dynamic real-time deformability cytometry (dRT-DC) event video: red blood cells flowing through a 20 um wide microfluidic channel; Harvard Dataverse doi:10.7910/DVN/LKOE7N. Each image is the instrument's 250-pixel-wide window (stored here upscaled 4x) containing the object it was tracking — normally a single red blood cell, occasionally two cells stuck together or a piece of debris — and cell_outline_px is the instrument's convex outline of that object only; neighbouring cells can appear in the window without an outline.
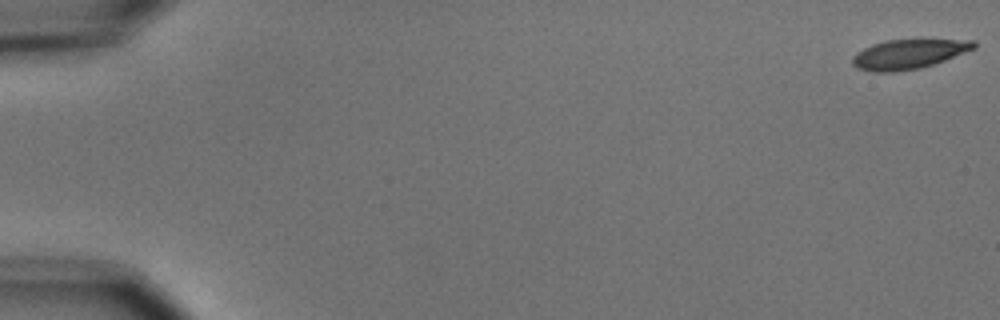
{"species": "common noctule bat (a hibernating species)", "species_latin": "Nyctalus noctula", "temperature_condition": "cold", "stored_images_in_passage": 5, "camera_frame_rate_fps": 3000, "um_per_image_px": 0.085, "animal": {"sex": "male", "body_mass_g": 15.6}, "frame": {"image": 1, "passage_image": 1, "time_ms": 0.0, "image_size_px": [1000, 320], "cell_outline_px": [[976, 48], [944, 60], [920, 68], [896, 72], [872, 72], [856, 68], [852, 64], [852, 56], [856, 52], [872, 44], [884, 40], [976, 40]], "centroid_in_image_um": [77.18, 4.61], "position_along_channel_um": 7.8, "area_um2": 20.87}}
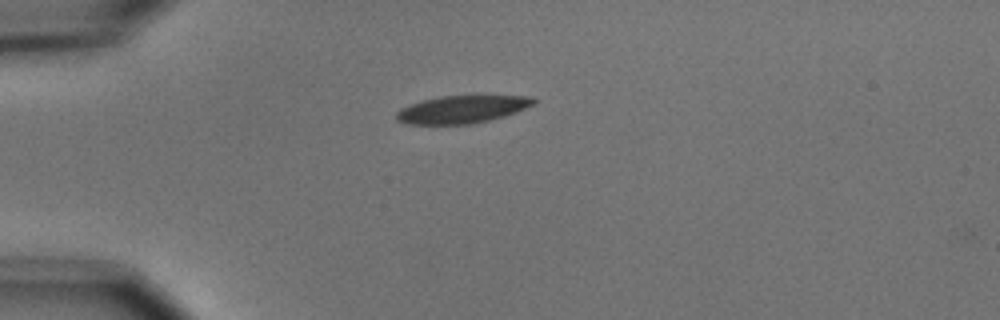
{"frame": {"image": 2, "passage_image": 5, "time_ms": 4.667, "image_size_px": [1000, 320], "cell_outline_px": [[536, 104], [516, 112], [504, 116], [472, 124], [408, 124], [396, 120], [396, 112], [400, 108], [424, 100], [440, 96], [532, 96], [536, 100]], "centroid_in_image_um": [39.29, 9.3], "position_along_channel_um": 45.7, "area_um2": 21.96}}